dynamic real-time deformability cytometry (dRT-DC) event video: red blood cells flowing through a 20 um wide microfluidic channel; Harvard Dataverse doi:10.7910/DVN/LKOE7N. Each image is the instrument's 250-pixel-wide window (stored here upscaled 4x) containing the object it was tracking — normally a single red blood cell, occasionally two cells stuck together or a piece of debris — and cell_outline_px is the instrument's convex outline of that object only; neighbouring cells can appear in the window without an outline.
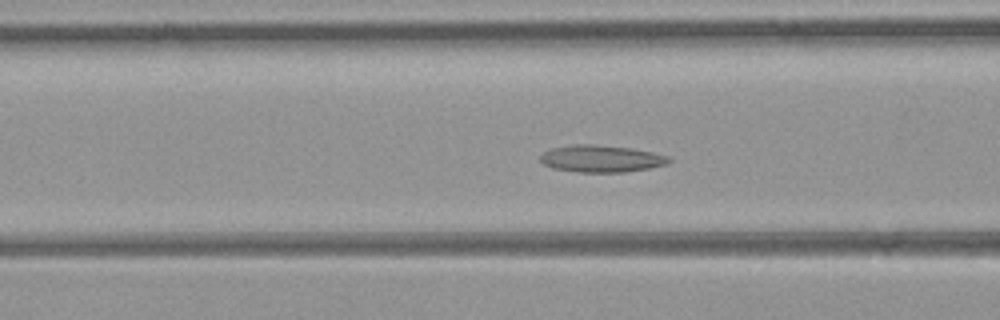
{"species": "common noctule bat (a hibernating species)", "species_latin": "Nyctalus noctula", "temperature_condition": "room temperature", "stored_images_in_passage": 38, "camera_frame_rate_fps": 3000, "um_per_image_px": 0.085, "animal": {"sex": "female", "body_mass_g": 21.9}, "frame": {"image": 1, "passage_image": 12, "time_ms": 3.667, "image_size_px": [1000, 320], "cell_outline_px": [[672, 160], [668, 164], [648, 168], [624, 172], [576, 172], [552, 168], [544, 164], [540, 160], [540, 156], [544, 152], [552, 148], [572, 144], [592, 144], [632, 148], [652, 152], [668, 156]], "centroid_in_image_um": [51.1, 13.48], "position_along_channel_um": 115.5, "area_um2": 20.29}}
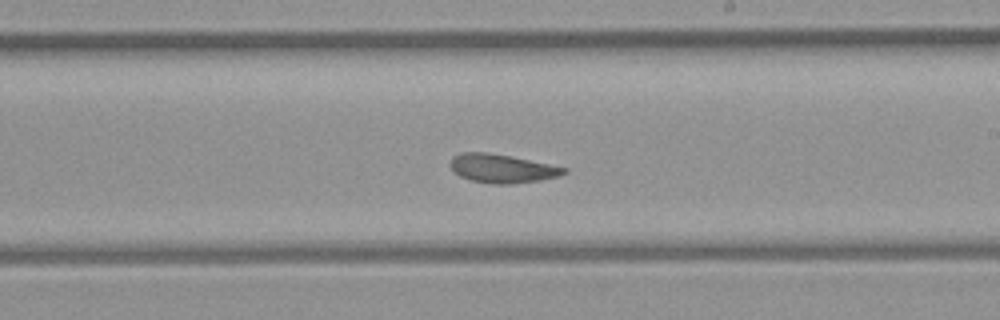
{"frame": {"image": 2, "passage_image": 21, "time_ms": 6.667, "image_size_px": [1000, 320], "cell_outline_px": [[568, 172], [556, 176], [540, 180], [512, 184], [492, 184], [472, 180], [460, 176], [448, 164], [452, 156], [460, 152], [488, 152], [512, 156], [568, 168]], "centroid_in_image_um": [42.65, 14.31], "position_along_channel_um": 246.3, "area_um2": 19.02}}
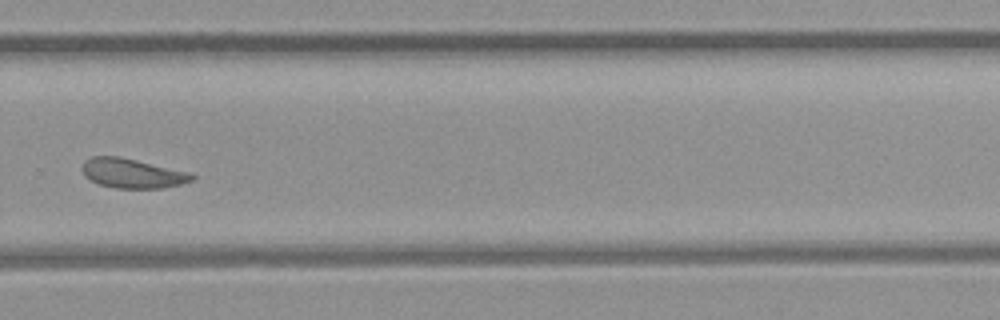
{"frame": {"image": 3, "passage_image": 26, "time_ms": 8.333, "image_size_px": [1000, 320], "cell_outline_px": [[196, 176], [192, 180], [180, 184], [164, 188], [116, 188], [100, 184], [84, 176], [80, 168], [84, 160], [92, 156], [120, 156], [188, 172]], "centroid_in_image_um": [11.2, 14.72], "position_along_channel_um": 318.6, "area_um2": 18.84}, "authors_computed_cell_mechanics": {"area_um2": 19.7676, "velocity_mm_per_s": 4.3613, "shape_relaxation_time_tau1_ms": null, "shape_relaxation_time_tau2_ms": 2.6741, "deformation_change_tau1": null, "deformation_change_tau2": 0.0991}}